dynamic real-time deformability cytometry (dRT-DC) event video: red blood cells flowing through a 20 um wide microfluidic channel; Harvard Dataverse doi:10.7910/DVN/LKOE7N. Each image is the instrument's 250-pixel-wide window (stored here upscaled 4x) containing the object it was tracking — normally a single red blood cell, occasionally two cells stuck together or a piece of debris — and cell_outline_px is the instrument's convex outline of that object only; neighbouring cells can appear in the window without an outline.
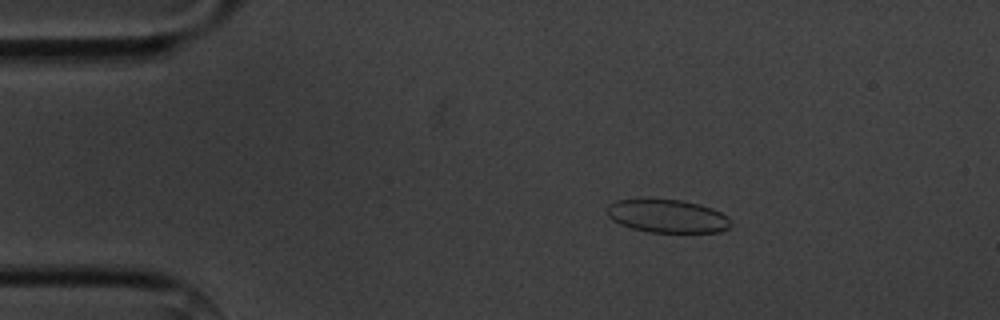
{"species": "common noctule bat (a hibernating species)", "species_latin": "Nyctalus noctula", "temperature_condition": "cold", "stored_images_in_passage": 14, "camera_frame_rate_fps": 3000, "um_per_image_px": 0.085, "animal": {"sex": "male", "body_mass_g": 20.1, "forearm_length_mm": 53.5}, "frame": {"image": 1, "passage_image": 2, "time_ms": 2.0, "image_size_px": [1000, 320], "cell_outline_px": [[732, 220], [728, 228], [720, 232], [648, 232], [632, 228], [620, 224], [612, 220], [608, 216], [608, 204], [616, 200], [648, 196], [680, 200], [712, 208], [728, 216]], "centroid_in_image_um": [56.68, 18.33], "position_along_channel_um": 28.3, "area_um2": 24.57}}
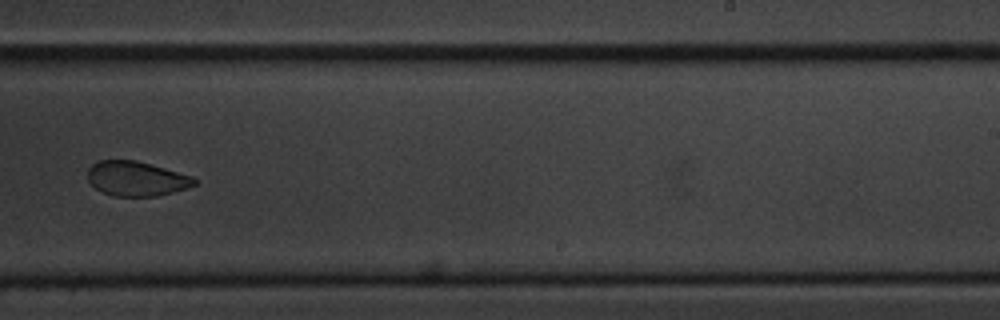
{"frame": {"image": 2, "passage_image": 9, "time_ms": 10.333, "image_size_px": [1000, 320], "cell_outline_px": [[200, 180], [196, 184], [188, 188], [156, 196], [112, 196], [96, 188], [88, 180], [88, 168], [92, 164], [100, 160], [136, 160], [192, 176]], "centroid_in_image_um": [11.61, 15.18], "position_along_channel_um": 277.4, "area_um2": 21.5}}
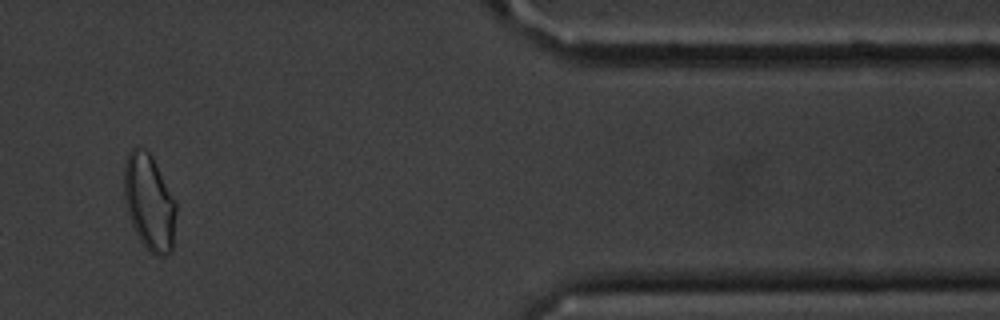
{"frame": {"image": 3, "passage_image": 12, "time_ms": 14.667, "image_size_px": [1000, 320], "cell_outline_px": [[176, 212], [172, 252], [164, 256], [156, 256], [148, 252], [140, 240], [132, 224], [124, 200], [124, 164], [128, 152], [132, 148], [140, 144], [152, 156], [176, 200]], "centroid_in_image_um": [12.69, 17.18], "position_along_channel_um": 398.7, "area_um2": 29.54}, "authors_computed_cell_mechanics": {"area_um2": 23.9581, "velocity_mm_per_s": 3.6282, "shape_relaxation_time_tau1_ms": 7.3632, "shape_relaxation_time_tau2_ms": 2.2734, "deformation_change_tau1": 0.1158, "deformation_change_tau2": 0.0418}}